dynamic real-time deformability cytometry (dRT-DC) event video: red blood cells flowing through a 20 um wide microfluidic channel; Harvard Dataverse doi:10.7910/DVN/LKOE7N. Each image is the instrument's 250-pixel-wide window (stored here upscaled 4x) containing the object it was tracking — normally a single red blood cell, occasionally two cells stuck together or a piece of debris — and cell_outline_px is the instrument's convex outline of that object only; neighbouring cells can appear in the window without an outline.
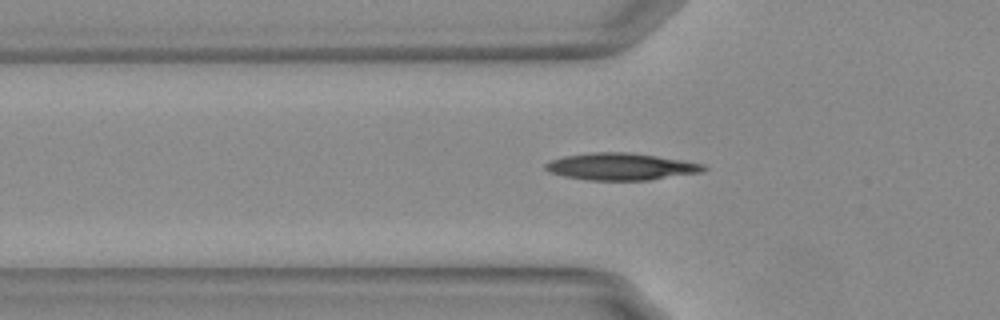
{"species": "Egyptian fruit bat (a non-hibernating species)", "species_latin": "Rousettus aegyptiacus", "temperature_condition": "warm", "stored_images_in_passage": 42, "camera_frame_rate_fps": 3000, "um_per_image_px": 0.085, "animal": {"sex": "female"}, "frame": {"image": 1, "passage_image": 5, "time_ms": 1.333, "image_size_px": [1000, 320], "cell_outline_px": [[708, 168], [700, 172], [648, 180], [588, 180], [564, 176], [548, 172], [544, 168], [544, 164], [552, 160], [564, 156], [592, 152], [628, 152], [656, 156], [704, 164]], "centroid_in_image_um": [52.73, 14.16], "position_along_channel_um": 73.1, "area_um2": 24.68}}
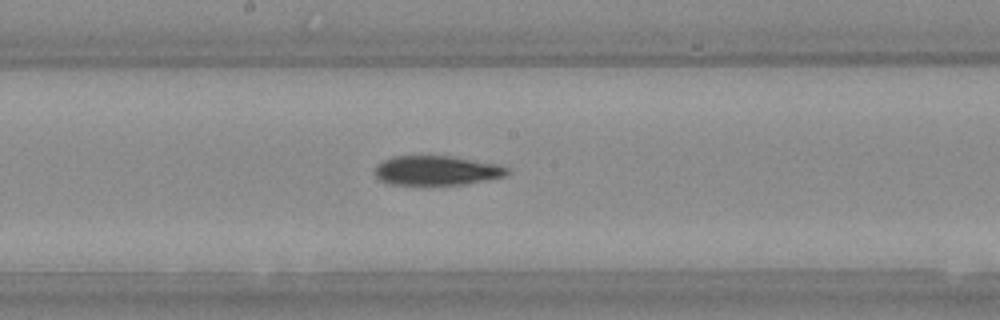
{"frame": {"image": 2, "passage_image": 16, "time_ms": 5.0, "image_size_px": [1000, 320], "cell_outline_px": [[508, 172], [504, 176], [464, 184], [392, 184], [380, 180], [372, 172], [376, 164], [392, 156], [452, 156], [500, 164], [508, 168]], "centroid_in_image_um": [37.08, 14.47], "position_along_channel_um": 211.1, "area_um2": 22.66}}
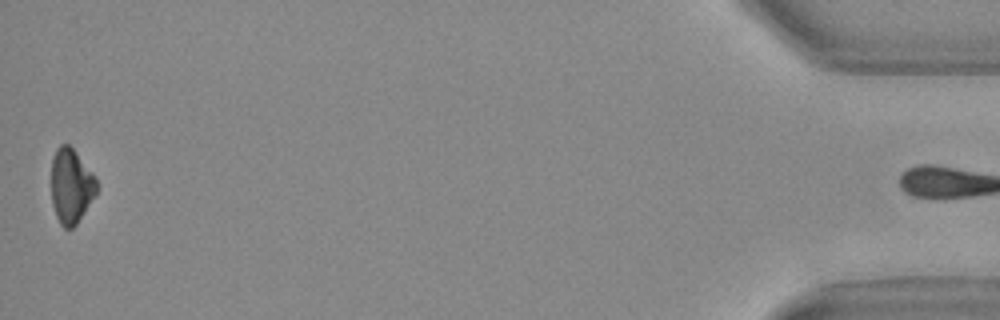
{"frame": {"image": 3, "passage_image": 41, "time_ms": 13.333, "image_size_px": [1000, 320], "cell_outline_px": [[96, 196], [76, 224], [72, 228], [64, 228], [60, 224], [56, 216], [52, 204], [52, 156], [56, 148], [60, 144], [68, 144], [72, 148], [92, 172], [96, 180]], "centroid_in_image_um": [6.03, 15.81], "position_along_channel_um": 429.2, "area_um2": 19.65}}